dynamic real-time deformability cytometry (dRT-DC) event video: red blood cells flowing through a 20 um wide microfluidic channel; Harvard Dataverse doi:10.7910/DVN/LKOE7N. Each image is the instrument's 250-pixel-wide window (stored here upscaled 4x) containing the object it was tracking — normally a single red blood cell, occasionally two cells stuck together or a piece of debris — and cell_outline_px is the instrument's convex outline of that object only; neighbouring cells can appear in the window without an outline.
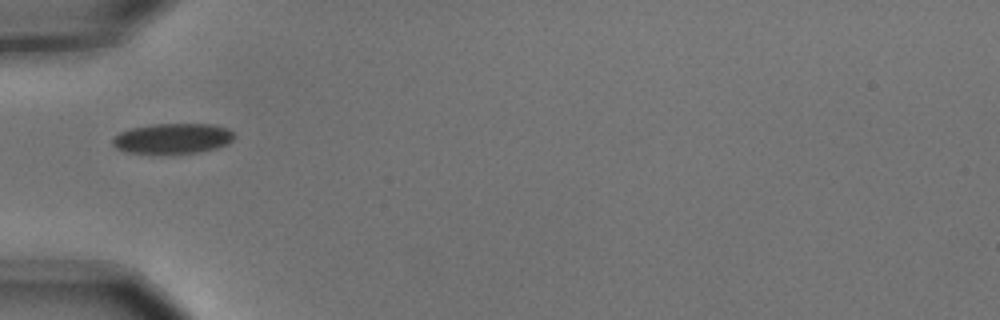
{"species": "common noctule bat (a hibernating species)", "species_latin": "Nyctalus noctula", "temperature_condition": "cold", "stored_images_in_passage": 2, "camera_frame_rate_fps": 3000, "um_per_image_px": 0.085, "animal": {"sex": "male", "body_mass_g": 15.6}, "frame": {"image": 1, "passage_image": 1, "time_ms": 0.0, "image_size_px": [1000, 320], "cell_outline_px": [[236, 136], [228, 144], [216, 148], [200, 152], [160, 156], [128, 152], [116, 148], [112, 144], [112, 140], [120, 132], [128, 128], [152, 124], [212, 124], [228, 128]], "centroid_in_image_um": [14.66, 11.8], "position_along_channel_um": 70.3, "area_um2": 22.25}}
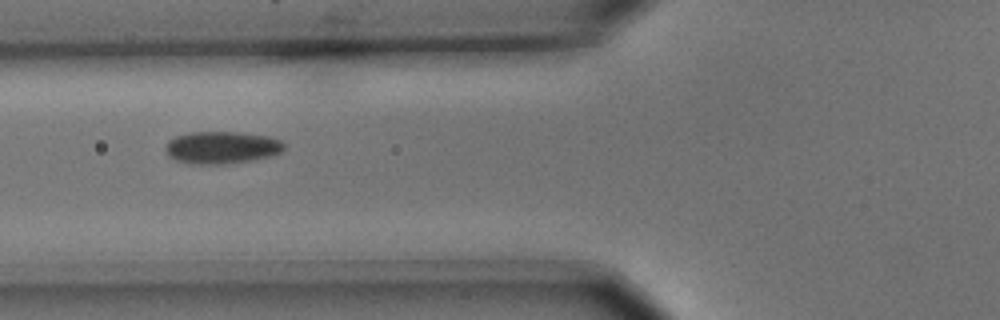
{"frame": {"image": 2, "passage_image": 2, "time_ms": 0.333, "image_size_px": [1000, 320], "cell_outline_px": [[284, 148], [280, 152], [268, 156], [252, 160], [228, 164], [188, 164], [176, 160], [168, 156], [164, 148], [168, 140], [176, 136], [188, 132], [236, 132], [268, 136], [280, 140], [284, 144]], "centroid_in_image_um": [18.79, 12.54], "position_along_channel_um": 107.0, "area_um2": 22.43}}